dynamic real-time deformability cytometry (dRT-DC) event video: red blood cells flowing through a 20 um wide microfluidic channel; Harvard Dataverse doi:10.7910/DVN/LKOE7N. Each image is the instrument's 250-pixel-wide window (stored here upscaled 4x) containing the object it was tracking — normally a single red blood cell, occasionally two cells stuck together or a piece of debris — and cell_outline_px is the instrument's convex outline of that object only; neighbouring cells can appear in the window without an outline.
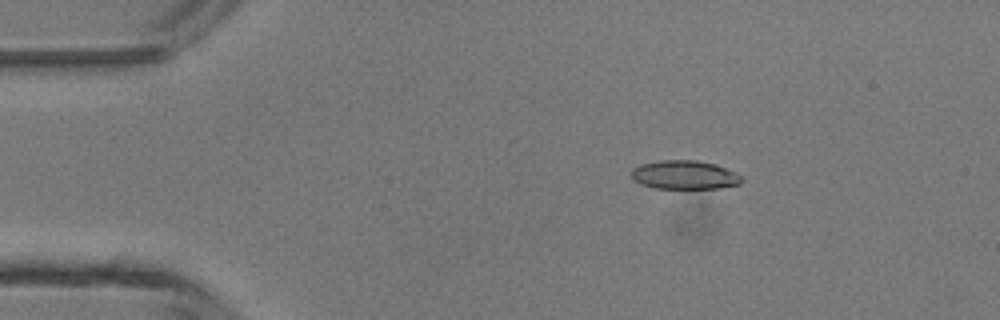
{"species": "common noctule bat (a hibernating species)", "species_latin": "Nyctalus noctula", "temperature_condition": "room temperature", "stored_images_in_passage": 44, "camera_frame_rate_fps": 3000, "um_per_image_px": 0.085, "animal": {"sex": "male", "body_mass_g": 13.3}, "frame": {"image": 1, "passage_image": 7, "time_ms": 2.0, "image_size_px": [1000, 320], "cell_outline_px": [[744, 180], [740, 184], [720, 188], [652, 188], [640, 184], [632, 180], [632, 168], [640, 164], [660, 160], [696, 160], [716, 164], [736, 172], [744, 176]], "centroid_in_image_um": [58.2, 14.86], "position_along_channel_um": 26.8, "area_um2": 18.79}}
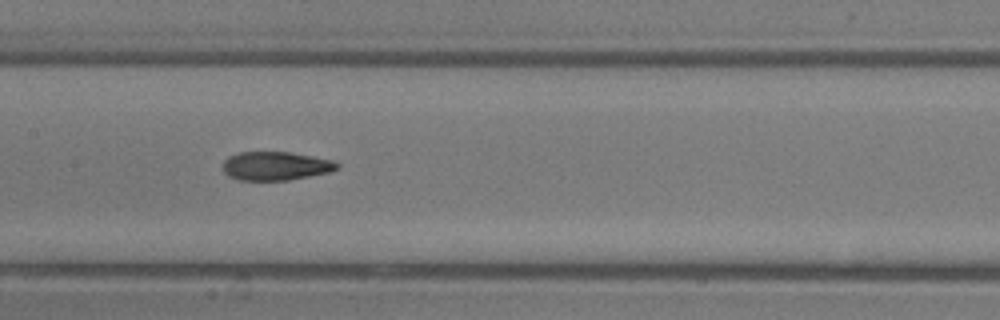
{"frame": {"image": 2, "passage_image": 22, "time_ms": 7.0, "image_size_px": [1000, 320], "cell_outline_px": [[340, 168], [328, 172], [288, 180], [240, 180], [228, 176], [224, 172], [224, 160], [228, 156], [240, 152], [288, 152], [312, 156], [332, 160], [340, 164]], "centroid_in_image_um": [23.43, 14.1], "position_along_channel_um": 184.0, "area_um2": 18.96}}
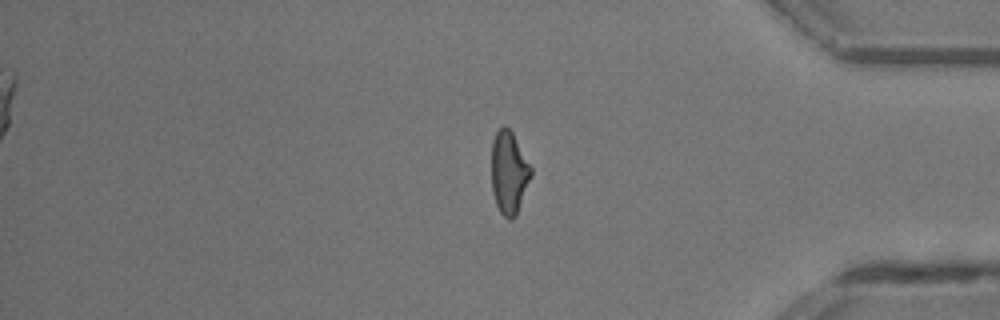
{"frame": {"image": 3, "passage_image": 38, "time_ms": 12.333, "image_size_px": [1000, 320], "cell_outline_px": [[532, 176], [516, 216], [512, 220], [508, 220], [500, 212], [496, 204], [492, 192], [492, 140], [496, 132], [504, 124], [512, 132], [532, 168]], "centroid_in_image_um": [43.27, 14.69], "position_along_channel_um": 391.9, "area_um2": 19.13}}